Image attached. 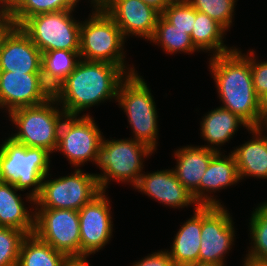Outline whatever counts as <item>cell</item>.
Returning <instances> with one entry per match:
<instances>
[{
    "label": "cell",
    "instance_id": "42",
    "mask_svg": "<svg viewBox=\"0 0 267 266\" xmlns=\"http://www.w3.org/2000/svg\"><path fill=\"white\" fill-rule=\"evenodd\" d=\"M266 125V126H265ZM265 126V129H267V113H265L264 121L262 127Z\"/></svg>",
    "mask_w": 267,
    "mask_h": 266
},
{
    "label": "cell",
    "instance_id": "33",
    "mask_svg": "<svg viewBox=\"0 0 267 266\" xmlns=\"http://www.w3.org/2000/svg\"><path fill=\"white\" fill-rule=\"evenodd\" d=\"M255 58L254 52L250 51V67L255 94L264 103L267 100V61L258 63Z\"/></svg>",
    "mask_w": 267,
    "mask_h": 266
},
{
    "label": "cell",
    "instance_id": "24",
    "mask_svg": "<svg viewBox=\"0 0 267 266\" xmlns=\"http://www.w3.org/2000/svg\"><path fill=\"white\" fill-rule=\"evenodd\" d=\"M79 61V51L43 52L41 54V75L46 87L53 93L67 79Z\"/></svg>",
    "mask_w": 267,
    "mask_h": 266
},
{
    "label": "cell",
    "instance_id": "38",
    "mask_svg": "<svg viewBox=\"0 0 267 266\" xmlns=\"http://www.w3.org/2000/svg\"><path fill=\"white\" fill-rule=\"evenodd\" d=\"M243 266H267V262H256L245 258Z\"/></svg>",
    "mask_w": 267,
    "mask_h": 266
},
{
    "label": "cell",
    "instance_id": "16",
    "mask_svg": "<svg viewBox=\"0 0 267 266\" xmlns=\"http://www.w3.org/2000/svg\"><path fill=\"white\" fill-rule=\"evenodd\" d=\"M41 54L19 26L10 24L0 36V71L41 73Z\"/></svg>",
    "mask_w": 267,
    "mask_h": 266
},
{
    "label": "cell",
    "instance_id": "31",
    "mask_svg": "<svg viewBox=\"0 0 267 266\" xmlns=\"http://www.w3.org/2000/svg\"><path fill=\"white\" fill-rule=\"evenodd\" d=\"M25 236L21 230L0 226V266H17Z\"/></svg>",
    "mask_w": 267,
    "mask_h": 266
},
{
    "label": "cell",
    "instance_id": "6",
    "mask_svg": "<svg viewBox=\"0 0 267 266\" xmlns=\"http://www.w3.org/2000/svg\"><path fill=\"white\" fill-rule=\"evenodd\" d=\"M53 104L58 105L52 96L40 105L21 107L11 111L10 119L19 129L11 138L27 147L42 148L50 154L54 152L66 114Z\"/></svg>",
    "mask_w": 267,
    "mask_h": 266
},
{
    "label": "cell",
    "instance_id": "30",
    "mask_svg": "<svg viewBox=\"0 0 267 266\" xmlns=\"http://www.w3.org/2000/svg\"><path fill=\"white\" fill-rule=\"evenodd\" d=\"M196 10L205 13L226 30L232 24L236 0H187Z\"/></svg>",
    "mask_w": 267,
    "mask_h": 266
},
{
    "label": "cell",
    "instance_id": "2",
    "mask_svg": "<svg viewBox=\"0 0 267 266\" xmlns=\"http://www.w3.org/2000/svg\"><path fill=\"white\" fill-rule=\"evenodd\" d=\"M126 75L117 65L80 58L75 69L53 92V97L62 104L60 110L66 115L78 116L106 99H117L119 85Z\"/></svg>",
    "mask_w": 267,
    "mask_h": 266
},
{
    "label": "cell",
    "instance_id": "8",
    "mask_svg": "<svg viewBox=\"0 0 267 266\" xmlns=\"http://www.w3.org/2000/svg\"><path fill=\"white\" fill-rule=\"evenodd\" d=\"M72 11L38 14L28 18L20 28L42 53L52 50L79 51L81 23L72 18Z\"/></svg>",
    "mask_w": 267,
    "mask_h": 266
},
{
    "label": "cell",
    "instance_id": "15",
    "mask_svg": "<svg viewBox=\"0 0 267 266\" xmlns=\"http://www.w3.org/2000/svg\"><path fill=\"white\" fill-rule=\"evenodd\" d=\"M101 8L115 21L126 36L150 40L161 13L142 0H101Z\"/></svg>",
    "mask_w": 267,
    "mask_h": 266
},
{
    "label": "cell",
    "instance_id": "12",
    "mask_svg": "<svg viewBox=\"0 0 267 266\" xmlns=\"http://www.w3.org/2000/svg\"><path fill=\"white\" fill-rule=\"evenodd\" d=\"M229 214L223 206H202L199 262L225 266L224 255L231 250L235 237Z\"/></svg>",
    "mask_w": 267,
    "mask_h": 266
},
{
    "label": "cell",
    "instance_id": "4",
    "mask_svg": "<svg viewBox=\"0 0 267 266\" xmlns=\"http://www.w3.org/2000/svg\"><path fill=\"white\" fill-rule=\"evenodd\" d=\"M94 9L89 19L80 26V58L114 64L127 74L135 73L134 67L128 70L124 63L125 37L122 31L100 5Z\"/></svg>",
    "mask_w": 267,
    "mask_h": 266
},
{
    "label": "cell",
    "instance_id": "17",
    "mask_svg": "<svg viewBox=\"0 0 267 266\" xmlns=\"http://www.w3.org/2000/svg\"><path fill=\"white\" fill-rule=\"evenodd\" d=\"M134 187L172 208H183L192 203L198 207L192 194L177 179L173 169L142 174Z\"/></svg>",
    "mask_w": 267,
    "mask_h": 266
},
{
    "label": "cell",
    "instance_id": "9",
    "mask_svg": "<svg viewBox=\"0 0 267 266\" xmlns=\"http://www.w3.org/2000/svg\"><path fill=\"white\" fill-rule=\"evenodd\" d=\"M83 172L78 168L69 176L47 181L46 175L35 198L36 207L79 211L101 192L96 174Z\"/></svg>",
    "mask_w": 267,
    "mask_h": 266
},
{
    "label": "cell",
    "instance_id": "21",
    "mask_svg": "<svg viewBox=\"0 0 267 266\" xmlns=\"http://www.w3.org/2000/svg\"><path fill=\"white\" fill-rule=\"evenodd\" d=\"M202 229V206L195 207L194 215L177 232L171 250H168L175 266L199 261Z\"/></svg>",
    "mask_w": 267,
    "mask_h": 266
},
{
    "label": "cell",
    "instance_id": "26",
    "mask_svg": "<svg viewBox=\"0 0 267 266\" xmlns=\"http://www.w3.org/2000/svg\"><path fill=\"white\" fill-rule=\"evenodd\" d=\"M68 257L38 238L27 234L20 246L17 266H64Z\"/></svg>",
    "mask_w": 267,
    "mask_h": 266
},
{
    "label": "cell",
    "instance_id": "11",
    "mask_svg": "<svg viewBox=\"0 0 267 266\" xmlns=\"http://www.w3.org/2000/svg\"><path fill=\"white\" fill-rule=\"evenodd\" d=\"M35 210L33 233L68 258L80 257L79 212L49 208Z\"/></svg>",
    "mask_w": 267,
    "mask_h": 266
},
{
    "label": "cell",
    "instance_id": "34",
    "mask_svg": "<svg viewBox=\"0 0 267 266\" xmlns=\"http://www.w3.org/2000/svg\"><path fill=\"white\" fill-rule=\"evenodd\" d=\"M133 266H175V264L171 259L168 250H161L160 252H154L142 260L135 262Z\"/></svg>",
    "mask_w": 267,
    "mask_h": 266
},
{
    "label": "cell",
    "instance_id": "43",
    "mask_svg": "<svg viewBox=\"0 0 267 266\" xmlns=\"http://www.w3.org/2000/svg\"><path fill=\"white\" fill-rule=\"evenodd\" d=\"M264 112L267 113V100L263 103Z\"/></svg>",
    "mask_w": 267,
    "mask_h": 266
},
{
    "label": "cell",
    "instance_id": "18",
    "mask_svg": "<svg viewBox=\"0 0 267 266\" xmlns=\"http://www.w3.org/2000/svg\"><path fill=\"white\" fill-rule=\"evenodd\" d=\"M213 146H185L175 151L177 165L173 169L177 179L192 194L199 206V185L210 160L218 153Z\"/></svg>",
    "mask_w": 267,
    "mask_h": 266
},
{
    "label": "cell",
    "instance_id": "20",
    "mask_svg": "<svg viewBox=\"0 0 267 266\" xmlns=\"http://www.w3.org/2000/svg\"><path fill=\"white\" fill-rule=\"evenodd\" d=\"M255 137L231 152L240 179L245 176L267 178V137L262 136L261 127L250 128Z\"/></svg>",
    "mask_w": 267,
    "mask_h": 266
},
{
    "label": "cell",
    "instance_id": "41",
    "mask_svg": "<svg viewBox=\"0 0 267 266\" xmlns=\"http://www.w3.org/2000/svg\"><path fill=\"white\" fill-rule=\"evenodd\" d=\"M75 6L79 2V0H70ZM101 0H91V4L93 3V8L97 7L100 4Z\"/></svg>",
    "mask_w": 267,
    "mask_h": 266
},
{
    "label": "cell",
    "instance_id": "28",
    "mask_svg": "<svg viewBox=\"0 0 267 266\" xmlns=\"http://www.w3.org/2000/svg\"><path fill=\"white\" fill-rule=\"evenodd\" d=\"M150 41L160 44L167 53H192L197 49L193 45L191 35L176 28L169 23L162 15L159 16L155 31Z\"/></svg>",
    "mask_w": 267,
    "mask_h": 266
},
{
    "label": "cell",
    "instance_id": "5",
    "mask_svg": "<svg viewBox=\"0 0 267 266\" xmlns=\"http://www.w3.org/2000/svg\"><path fill=\"white\" fill-rule=\"evenodd\" d=\"M116 100L128 117L135 136L133 139L155 151L158 139L157 110L142 76L136 72L126 75L119 85Z\"/></svg>",
    "mask_w": 267,
    "mask_h": 266
},
{
    "label": "cell",
    "instance_id": "10",
    "mask_svg": "<svg viewBox=\"0 0 267 266\" xmlns=\"http://www.w3.org/2000/svg\"><path fill=\"white\" fill-rule=\"evenodd\" d=\"M102 136L91 115H66L59 130L55 151H61L75 168L87 161L97 165Z\"/></svg>",
    "mask_w": 267,
    "mask_h": 266
},
{
    "label": "cell",
    "instance_id": "36",
    "mask_svg": "<svg viewBox=\"0 0 267 266\" xmlns=\"http://www.w3.org/2000/svg\"><path fill=\"white\" fill-rule=\"evenodd\" d=\"M86 260V257L68 258L65 261L64 266H90V264Z\"/></svg>",
    "mask_w": 267,
    "mask_h": 266
},
{
    "label": "cell",
    "instance_id": "7",
    "mask_svg": "<svg viewBox=\"0 0 267 266\" xmlns=\"http://www.w3.org/2000/svg\"><path fill=\"white\" fill-rule=\"evenodd\" d=\"M153 152L147 145L132 138L110 141L103 138L97 163L103 174H96L101 191H106L112 179L135 186L143 174V157Z\"/></svg>",
    "mask_w": 267,
    "mask_h": 266
},
{
    "label": "cell",
    "instance_id": "19",
    "mask_svg": "<svg viewBox=\"0 0 267 266\" xmlns=\"http://www.w3.org/2000/svg\"><path fill=\"white\" fill-rule=\"evenodd\" d=\"M223 156V158H221ZM240 180L237 165L232 154L221 155L218 152L211 160L199 185V206H222L219 200L204 194L225 189ZM208 195V196H207Z\"/></svg>",
    "mask_w": 267,
    "mask_h": 266
},
{
    "label": "cell",
    "instance_id": "37",
    "mask_svg": "<svg viewBox=\"0 0 267 266\" xmlns=\"http://www.w3.org/2000/svg\"><path fill=\"white\" fill-rule=\"evenodd\" d=\"M9 25L10 21L8 20L7 14L5 11H2L0 13V36Z\"/></svg>",
    "mask_w": 267,
    "mask_h": 266
},
{
    "label": "cell",
    "instance_id": "23",
    "mask_svg": "<svg viewBox=\"0 0 267 266\" xmlns=\"http://www.w3.org/2000/svg\"><path fill=\"white\" fill-rule=\"evenodd\" d=\"M202 119L201 136L205 141L211 145L213 144L214 147L212 149L216 152H220V150L215 145L221 146L228 142L237 131L239 125H243L248 131L250 129L248 124L238 115L223 107L209 111L205 118L203 117Z\"/></svg>",
    "mask_w": 267,
    "mask_h": 266
},
{
    "label": "cell",
    "instance_id": "32",
    "mask_svg": "<svg viewBox=\"0 0 267 266\" xmlns=\"http://www.w3.org/2000/svg\"><path fill=\"white\" fill-rule=\"evenodd\" d=\"M161 15L176 28L191 35L196 20V10L187 0L171 1Z\"/></svg>",
    "mask_w": 267,
    "mask_h": 266
},
{
    "label": "cell",
    "instance_id": "3",
    "mask_svg": "<svg viewBox=\"0 0 267 266\" xmlns=\"http://www.w3.org/2000/svg\"><path fill=\"white\" fill-rule=\"evenodd\" d=\"M49 169L50 153L45 149L27 147L11 137L0 146V181L13 184L20 191L34 186L26 198L34 205Z\"/></svg>",
    "mask_w": 267,
    "mask_h": 266
},
{
    "label": "cell",
    "instance_id": "39",
    "mask_svg": "<svg viewBox=\"0 0 267 266\" xmlns=\"http://www.w3.org/2000/svg\"><path fill=\"white\" fill-rule=\"evenodd\" d=\"M184 266H221V265H217L214 263H207V262H199L197 261L196 263H191V264H187Z\"/></svg>",
    "mask_w": 267,
    "mask_h": 266
},
{
    "label": "cell",
    "instance_id": "22",
    "mask_svg": "<svg viewBox=\"0 0 267 266\" xmlns=\"http://www.w3.org/2000/svg\"><path fill=\"white\" fill-rule=\"evenodd\" d=\"M17 191L13 184L0 181V226L21 230L26 235L32 234L35 215L25 208Z\"/></svg>",
    "mask_w": 267,
    "mask_h": 266
},
{
    "label": "cell",
    "instance_id": "40",
    "mask_svg": "<svg viewBox=\"0 0 267 266\" xmlns=\"http://www.w3.org/2000/svg\"><path fill=\"white\" fill-rule=\"evenodd\" d=\"M15 0H0L1 9L5 11Z\"/></svg>",
    "mask_w": 267,
    "mask_h": 266
},
{
    "label": "cell",
    "instance_id": "13",
    "mask_svg": "<svg viewBox=\"0 0 267 266\" xmlns=\"http://www.w3.org/2000/svg\"><path fill=\"white\" fill-rule=\"evenodd\" d=\"M101 191L79 212L80 224V257H89L102 249L110 240L113 222L110 201Z\"/></svg>",
    "mask_w": 267,
    "mask_h": 266
},
{
    "label": "cell",
    "instance_id": "25",
    "mask_svg": "<svg viewBox=\"0 0 267 266\" xmlns=\"http://www.w3.org/2000/svg\"><path fill=\"white\" fill-rule=\"evenodd\" d=\"M227 31L222 25L205 13L196 11V20L193 25L191 39L195 48L199 50L213 51L212 56L228 53L234 48H228L223 44L224 32Z\"/></svg>",
    "mask_w": 267,
    "mask_h": 266
},
{
    "label": "cell",
    "instance_id": "35",
    "mask_svg": "<svg viewBox=\"0 0 267 266\" xmlns=\"http://www.w3.org/2000/svg\"><path fill=\"white\" fill-rule=\"evenodd\" d=\"M142 1L152 6L153 8L158 10L160 13H162L164 9L169 5V3L174 0H142Z\"/></svg>",
    "mask_w": 267,
    "mask_h": 266
},
{
    "label": "cell",
    "instance_id": "14",
    "mask_svg": "<svg viewBox=\"0 0 267 266\" xmlns=\"http://www.w3.org/2000/svg\"><path fill=\"white\" fill-rule=\"evenodd\" d=\"M53 93L46 87L41 73L0 71V107L11 111L46 102Z\"/></svg>",
    "mask_w": 267,
    "mask_h": 266
},
{
    "label": "cell",
    "instance_id": "27",
    "mask_svg": "<svg viewBox=\"0 0 267 266\" xmlns=\"http://www.w3.org/2000/svg\"><path fill=\"white\" fill-rule=\"evenodd\" d=\"M74 8L70 0H15L5 12L10 24L20 27L32 16Z\"/></svg>",
    "mask_w": 267,
    "mask_h": 266
},
{
    "label": "cell",
    "instance_id": "1",
    "mask_svg": "<svg viewBox=\"0 0 267 266\" xmlns=\"http://www.w3.org/2000/svg\"><path fill=\"white\" fill-rule=\"evenodd\" d=\"M209 64L223 104L221 107L238 115L250 128H262L265 112L263 103L255 94L250 54L243 55L235 48L212 56Z\"/></svg>",
    "mask_w": 267,
    "mask_h": 266
},
{
    "label": "cell",
    "instance_id": "29",
    "mask_svg": "<svg viewBox=\"0 0 267 266\" xmlns=\"http://www.w3.org/2000/svg\"><path fill=\"white\" fill-rule=\"evenodd\" d=\"M250 219V234L252 248L246 259L256 262H267V202H263L255 211L253 210Z\"/></svg>",
    "mask_w": 267,
    "mask_h": 266
}]
</instances>
